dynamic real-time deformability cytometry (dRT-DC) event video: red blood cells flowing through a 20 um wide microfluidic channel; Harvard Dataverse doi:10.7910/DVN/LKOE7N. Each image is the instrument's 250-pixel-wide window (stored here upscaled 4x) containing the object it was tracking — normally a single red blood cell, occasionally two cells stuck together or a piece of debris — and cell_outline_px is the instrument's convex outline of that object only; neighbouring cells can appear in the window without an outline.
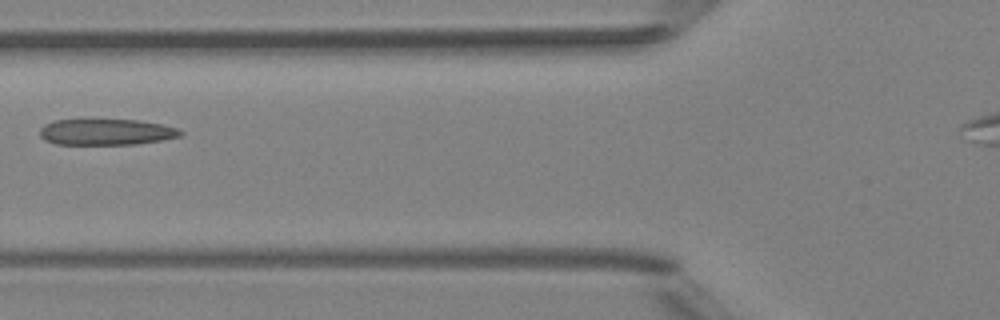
{"species": "Egyptian fruit bat (a non-hibernating species)", "species_latin": "Rousettus aegyptiacus", "temperature_condition": "room temperature", "stored_images_in_passage": 3, "camera_frame_rate_fps": 3000, "um_per_image_px": 0.085, "animal": {"sex": "female"}, "frame": {"image": 1, "passage_image": 3, "time_ms": 2.333, "image_size_px": [1000, 320], "cell_outline_px": [[184, 132], [180, 136], [160, 140], [136, 144], [56, 144], [44, 140], [40, 136], [40, 128], [44, 124], [56, 120], [84, 116], [88, 116], [136, 120], [160, 124], [176, 128]], "centroid_in_image_um": [8.93, 11.16], "position_along_channel_um": 116.9, "area_um2": 22.37}}